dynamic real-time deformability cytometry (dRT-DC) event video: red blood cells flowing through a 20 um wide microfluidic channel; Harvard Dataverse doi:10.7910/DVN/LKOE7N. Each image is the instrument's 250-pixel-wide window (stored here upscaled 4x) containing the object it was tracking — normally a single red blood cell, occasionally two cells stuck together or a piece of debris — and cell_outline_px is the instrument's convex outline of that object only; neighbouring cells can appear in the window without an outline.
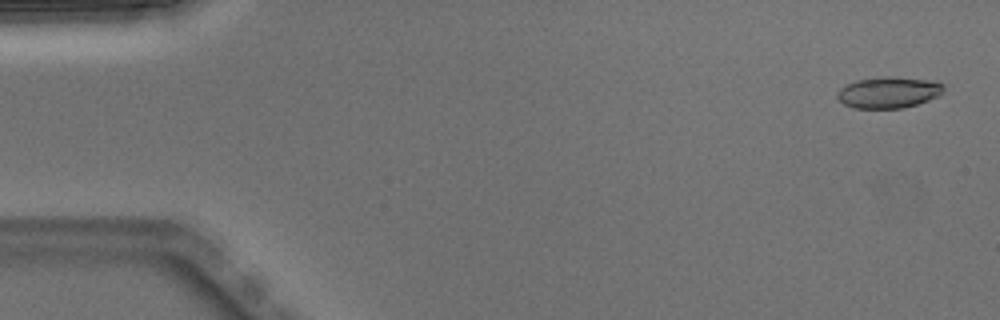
{"species": "Egyptian fruit bat (a non-hibernating species)", "species_latin": "Rousettus aegyptiacus", "temperature_condition": "warm", "stored_images_in_passage": 4, "camera_frame_rate_fps": 3000, "um_per_image_px": 0.085, "animal": {"sex": "male"}, "frame": {"image": 1, "passage_image": 1, "time_ms": 0.0, "image_size_px": [1000, 320], "cell_outline_px": [[944, 88], [940, 96], [904, 108], [852, 108], [844, 104], [836, 96], [836, 92], [840, 88], [856, 80], [884, 76], [896, 76], [936, 80], [944, 84]], "centroid_in_image_um": [75.56, 7.84], "position_along_channel_um": 9.4, "area_um2": 19.71}}
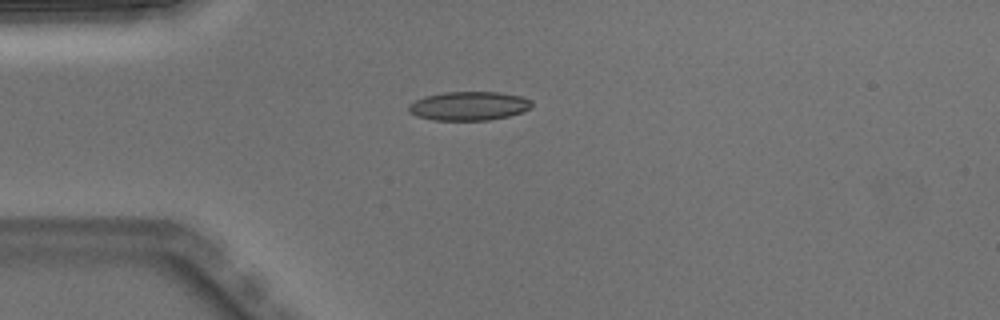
{"frame": {"image": 2, "passage_image": 4, "time_ms": 1.0, "image_size_px": [1000, 320], "cell_outline_px": [[532, 108], [508, 116], [488, 120], [432, 120], [416, 116], [408, 112], [408, 104], [424, 96], [444, 92], [500, 92], [520, 96], [532, 100]], "centroid_in_image_um": [39.83, 9.0], "position_along_channel_um": 45.2, "area_um2": 20.81}}